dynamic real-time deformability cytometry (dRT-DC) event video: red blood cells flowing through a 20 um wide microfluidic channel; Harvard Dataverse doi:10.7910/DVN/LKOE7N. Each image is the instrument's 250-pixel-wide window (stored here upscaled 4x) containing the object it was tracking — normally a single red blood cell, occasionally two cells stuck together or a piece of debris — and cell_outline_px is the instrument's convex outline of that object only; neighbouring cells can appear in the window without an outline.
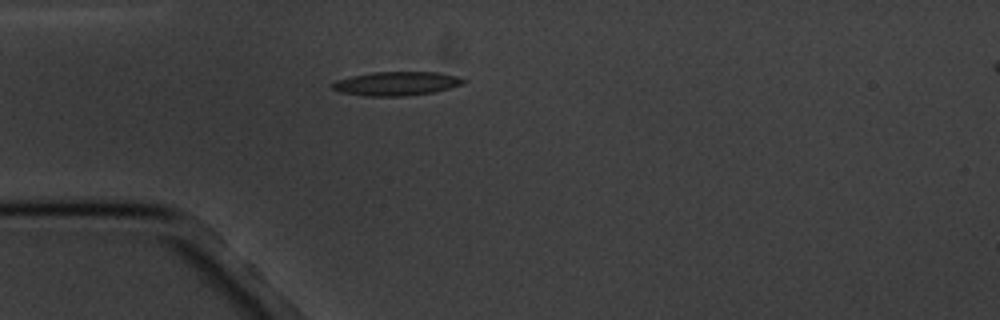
{"species": "common noctule bat (a hibernating species)", "species_latin": "Nyctalus noctula", "temperature_condition": "cold", "stored_images_in_passage": 2, "camera_frame_rate_fps": 3000, "um_per_image_px": 0.085, "animal": {"sex": "male", "body_mass_g": 20.1, "forearm_length_mm": 53.5}, "frame": {"image": 1, "passage_image": 1, "time_ms": 0.0, "image_size_px": [1000, 320], "cell_outline_px": [[464, 80], [460, 84], [448, 88], [432, 92], [408, 96], [364, 96], [340, 92], [332, 88], [332, 84], [336, 80], [352, 76], [372, 72], [440, 72], [460, 76]], "centroid_in_image_um": [33.67, 7.1], "position_along_channel_um": 51.3, "area_um2": 18.15}}